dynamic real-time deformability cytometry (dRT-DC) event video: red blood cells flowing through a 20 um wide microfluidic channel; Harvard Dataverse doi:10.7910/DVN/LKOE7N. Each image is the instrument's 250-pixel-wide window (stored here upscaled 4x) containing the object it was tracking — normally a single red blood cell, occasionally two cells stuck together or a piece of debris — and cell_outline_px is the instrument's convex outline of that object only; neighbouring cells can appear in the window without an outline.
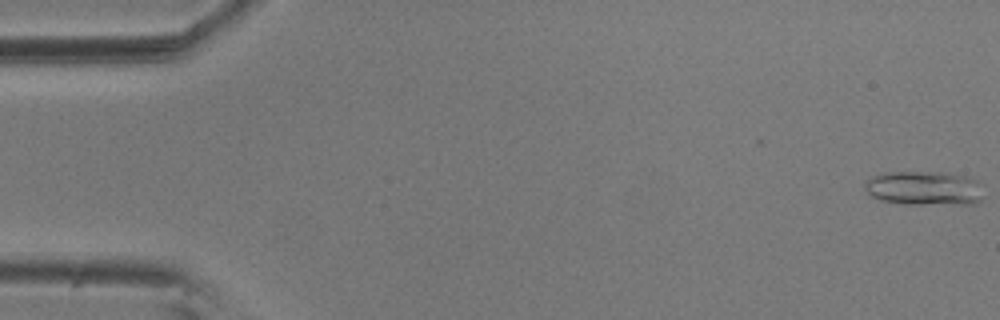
{"species": "common noctule bat (a hibernating species)", "species_latin": "Nyctalus noctula", "temperature_condition": "room temperature", "stored_images_in_passage": 47, "camera_frame_rate_fps": 3000, "um_per_image_px": 0.085, "animal": {"sex": "male", "body_mass_g": 20.5, "forearm_length_mm": 52.5}, "frame": {"image": 1, "passage_image": 1, "time_ms": 0.0, "image_size_px": [1000, 320], "cell_outline_px": [[980, 200], [976, 204], [904, 204], [880, 200], [868, 196], [864, 188], [864, 184], [872, 176], [884, 172], [944, 172], [964, 176], [976, 180], [980, 196]], "centroid_in_image_um": [78.46, 16.0], "position_along_channel_um": 6.5, "area_um2": 23.64}}
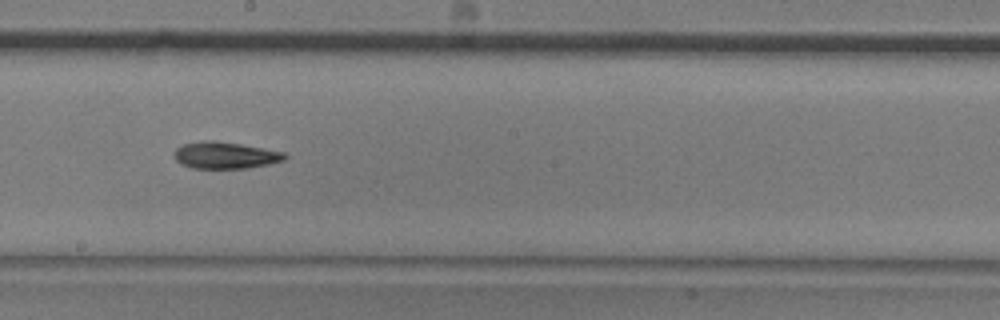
{"frame": {"image": 2, "passage_image": 31, "time_ms": 10.0, "image_size_px": [1000, 320], "cell_outline_px": [[288, 156], [284, 160], [268, 164], [248, 168], [192, 168], [180, 164], [176, 160], [176, 148], [184, 144], [204, 140], [212, 140], [240, 144], [264, 148], [284, 152]], "centroid_in_image_um": [19.16, 13.2], "position_along_channel_um": 229.0, "area_um2": 17.11}}
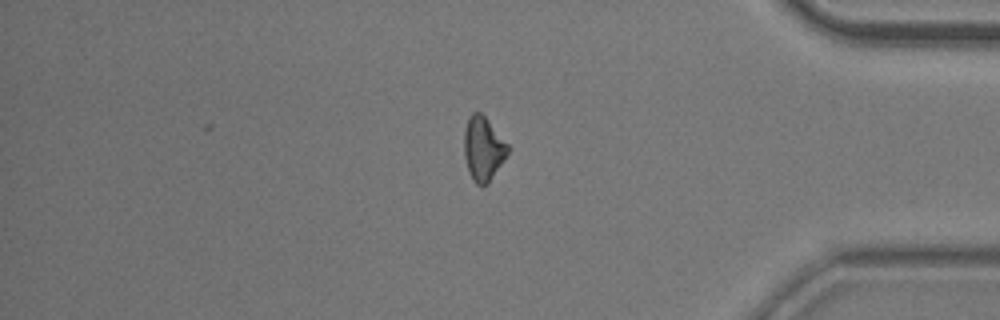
{"frame": {"image": 3, "passage_image": 47, "time_ms": 15.333, "image_size_px": [1000, 320], "cell_outline_px": [[508, 152], [488, 184], [476, 184], [472, 180], [468, 172], [464, 156], [464, 132], [468, 116], [472, 112], [480, 112], [484, 116], [508, 144]], "centroid_in_image_um": [41.04, 12.63], "position_along_channel_um": 394.2, "area_um2": 16.13}}